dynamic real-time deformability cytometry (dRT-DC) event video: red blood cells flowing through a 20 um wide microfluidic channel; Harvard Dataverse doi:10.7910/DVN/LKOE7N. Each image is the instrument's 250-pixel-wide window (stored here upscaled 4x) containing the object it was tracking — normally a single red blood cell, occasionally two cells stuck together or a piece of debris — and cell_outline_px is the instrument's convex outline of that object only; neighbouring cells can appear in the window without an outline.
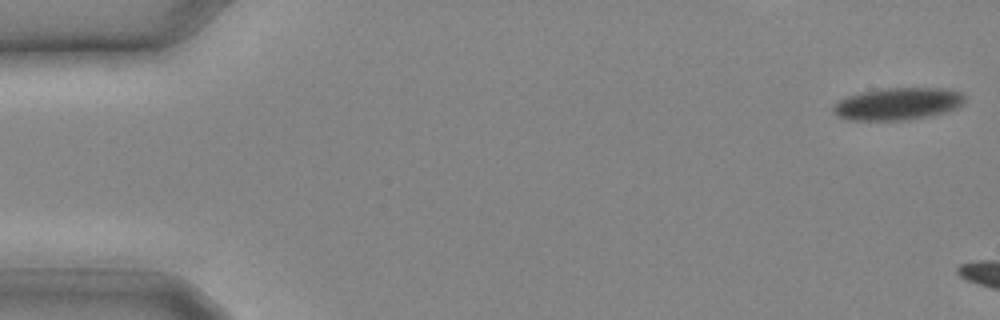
{"species": "common noctule bat (a hibernating species)", "species_latin": "Nyctalus noctula", "temperature_condition": "cold", "stored_images_in_passage": 4, "camera_frame_rate_fps": 3000, "um_per_image_px": 0.085, "animal": {"sex": "male", "body_mass_g": 20.4}, "frame": {"image": 1, "passage_image": 1, "time_ms": 0.0, "image_size_px": [1000, 320], "cell_outline_px": [[968, 96], [964, 104], [956, 108], [908, 120], [848, 120], [832, 112], [832, 104], [848, 96], [864, 92], [884, 88], [944, 88], [960, 92]], "centroid_in_image_um": [76.32, 8.82], "position_along_channel_um": 8.7, "area_um2": 24.57}}